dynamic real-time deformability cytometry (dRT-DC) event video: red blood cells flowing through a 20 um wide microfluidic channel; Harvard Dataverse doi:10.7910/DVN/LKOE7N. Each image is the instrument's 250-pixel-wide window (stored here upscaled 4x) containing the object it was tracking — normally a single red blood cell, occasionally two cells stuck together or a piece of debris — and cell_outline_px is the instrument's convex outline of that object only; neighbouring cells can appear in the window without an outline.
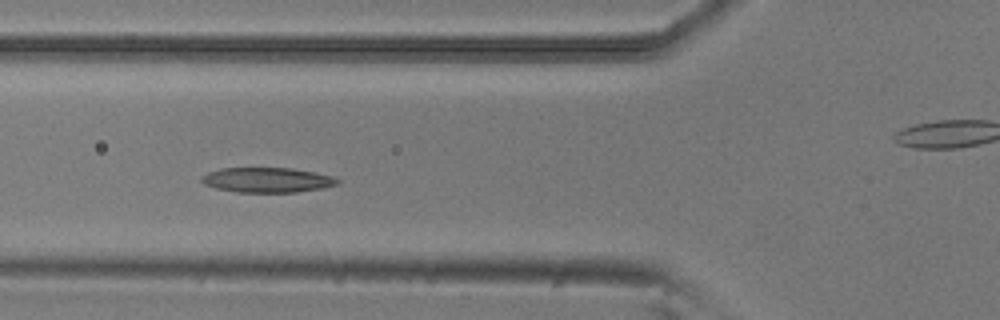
{"species": "common noctule bat (a hibernating species)", "species_latin": "Nyctalus noctula", "temperature_condition": "room temperature", "stored_images_in_passage": 8, "segment_of_instrument_passage": [1, 2], "camera_frame_rate_fps": 3000, "um_per_image_px": 0.085, "animal": {"sex": "male", "body_mass_g": 20.5, "forearm_length_mm": 52.5}, "frame": {"image": 1, "passage_image": 5, "time_ms": 1.333, "image_size_px": [1000, 320], "cell_outline_px": [[340, 184], [320, 188], [296, 192], [236, 192], [216, 188], [204, 184], [200, 180], [200, 176], [208, 172], [220, 168], [292, 168], [316, 172], [332, 176], [340, 180]], "centroid_in_image_um": [22.7, 15.29], "position_along_channel_um": 103.1, "area_um2": 19.83}}
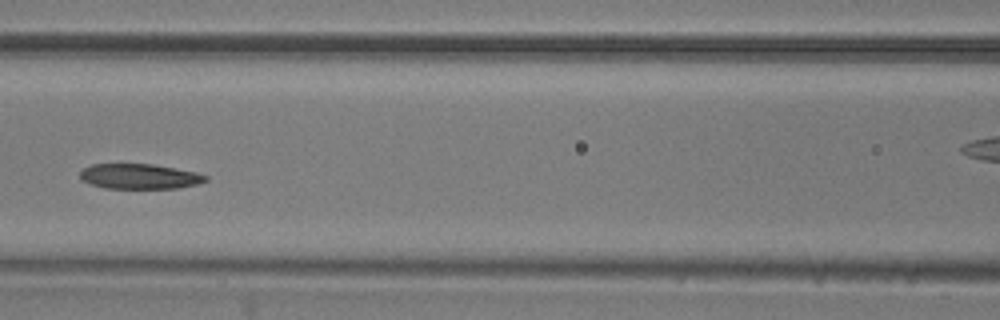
{"frame": {"image": 2, "passage_image": 6, "time_ms": 1.667, "image_size_px": [1000, 320], "cell_outline_px": [[208, 180], [196, 184], [180, 188], [104, 188], [80, 180], [80, 172], [84, 168], [92, 164], [152, 164], [176, 168], [196, 172], [208, 176]], "centroid_in_image_um": [11.86, 14.99], "position_along_channel_um": 154.7, "area_um2": 18.38}}
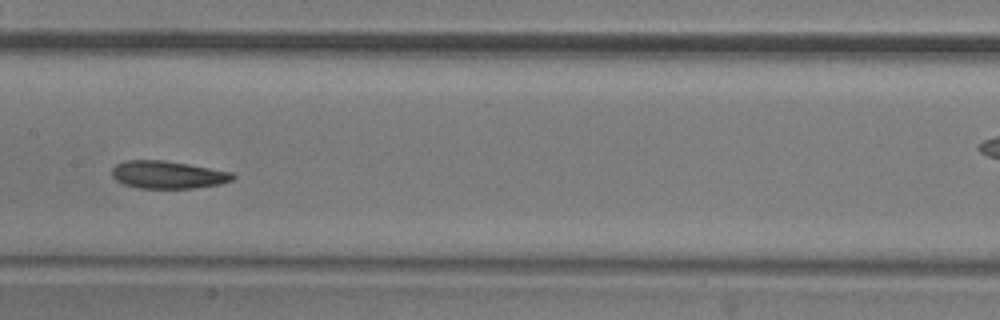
{"frame": {"image": 3, "passage_image": 7, "time_ms": 2.0, "image_size_px": [1000, 320], "cell_outline_px": [[236, 176], [232, 180], [220, 184], [196, 188], [136, 188], [124, 184], [116, 180], [112, 176], [112, 168], [116, 164], [128, 160], [164, 160], [188, 164], [232, 172]], "centroid_in_image_um": [14.26, 14.85], "position_along_channel_um": 193.1, "area_um2": 19.48}}